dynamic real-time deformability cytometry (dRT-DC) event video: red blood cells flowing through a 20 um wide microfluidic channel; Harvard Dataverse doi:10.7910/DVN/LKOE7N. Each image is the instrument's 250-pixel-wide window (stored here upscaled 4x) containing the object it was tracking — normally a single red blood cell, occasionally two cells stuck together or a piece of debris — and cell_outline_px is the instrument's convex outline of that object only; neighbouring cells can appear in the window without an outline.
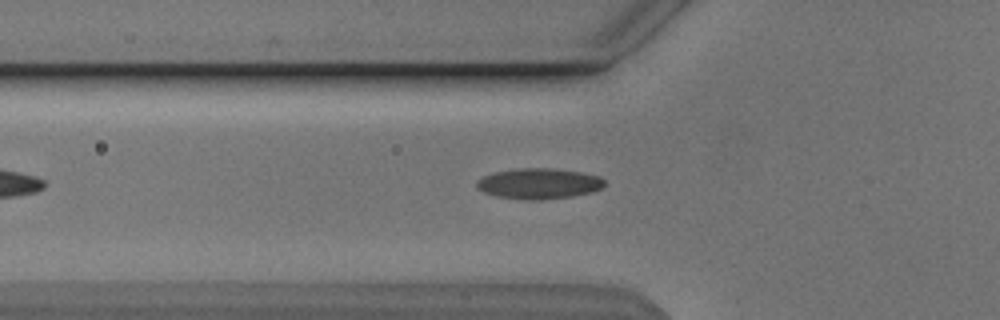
{"species": "Egyptian fruit bat (a non-hibernating species)", "species_latin": "Rousettus aegyptiacus", "temperature_condition": "cold", "stored_images_in_passage": 22, "camera_frame_rate_fps": 3000, "um_per_image_px": 0.085, "animal": {"sex": "male"}, "frame": {"image": 1, "passage_image": 2, "time_ms": 0.333, "image_size_px": [1000, 320], "cell_outline_px": [[604, 184], [600, 188], [592, 192], [572, 196], [544, 200], [524, 200], [496, 196], [484, 192], [476, 188], [476, 180], [484, 176], [496, 172], [520, 168], [552, 168], [580, 172], [600, 176], [604, 180]], "centroid_in_image_um": [45.79, 15.61], "position_along_channel_um": 80.0, "area_um2": 22.83}}
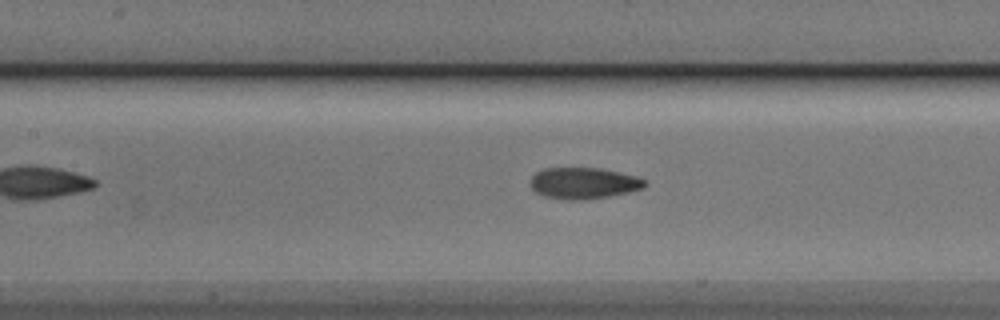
{"frame": {"image": 2, "passage_image": 8, "time_ms": 2.333, "image_size_px": [1000, 320], "cell_outline_px": [[648, 184], [644, 188], [628, 192], [608, 196], [584, 200], [564, 200], [544, 196], [536, 192], [532, 188], [532, 176], [536, 172], [544, 168], [600, 168], [636, 176], [644, 180]], "centroid_in_image_um": [49.61, 15.57], "position_along_channel_um": 157.8, "area_um2": 20.81}}
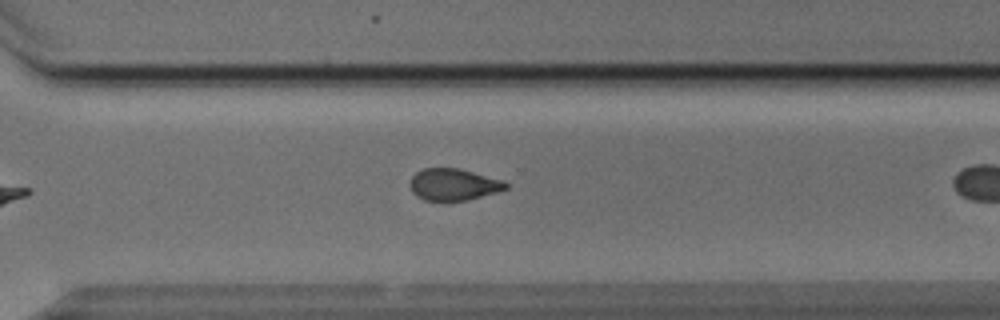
{"frame": {"image": 3, "passage_image": 18, "time_ms": 5.667, "image_size_px": [1000, 320], "cell_outline_px": [[508, 188], [496, 192], [468, 200], [448, 204], [424, 200], [416, 196], [412, 192], [412, 176], [416, 172], [424, 168], [456, 168], [472, 172], [500, 180], [508, 184]], "centroid_in_image_um": [38.51, 15.74], "position_along_channel_um": 332.1, "area_um2": 17.92}}